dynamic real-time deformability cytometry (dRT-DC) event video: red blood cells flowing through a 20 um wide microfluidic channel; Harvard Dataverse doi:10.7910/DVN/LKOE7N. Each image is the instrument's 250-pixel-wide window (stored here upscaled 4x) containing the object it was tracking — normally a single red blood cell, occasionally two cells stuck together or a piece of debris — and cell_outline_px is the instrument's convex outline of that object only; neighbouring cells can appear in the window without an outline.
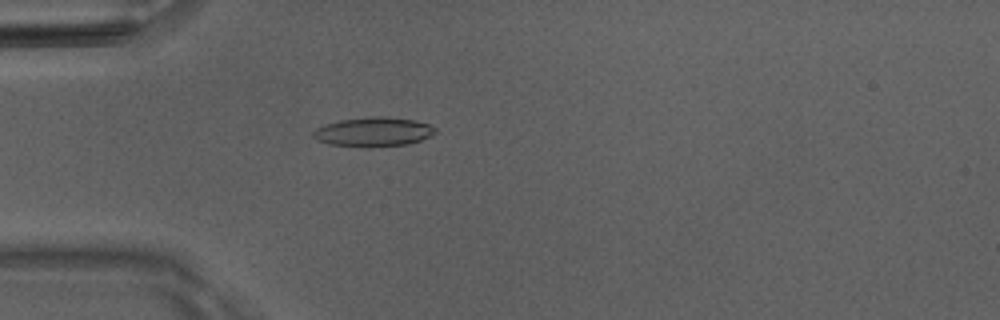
{"species": "Egyptian fruit bat (a non-hibernating species)", "species_latin": "Rousettus aegyptiacus", "temperature_condition": "room temperature", "stored_images_in_passage": 51, "camera_frame_rate_fps": 3000, "um_per_image_px": 0.085, "animal": {"sex": "male"}, "frame": {"image": 1, "passage_image": 15, "time_ms": 4.667, "image_size_px": [1000, 320], "cell_outline_px": [[436, 132], [432, 136], [408, 144], [332, 144], [316, 140], [312, 136], [312, 132], [316, 128], [324, 124], [340, 120], [368, 116], [384, 116], [412, 120], [428, 124], [436, 128]], "centroid_in_image_um": [31.74, 11.15], "position_along_channel_um": 53.3, "area_um2": 19.94}}
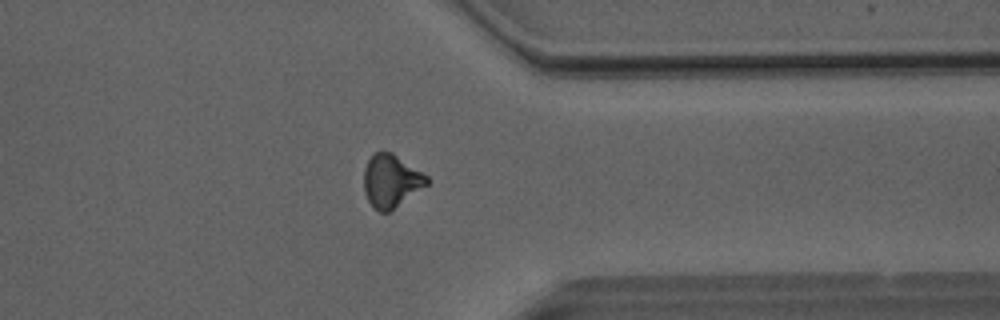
{"frame": {"image": 2, "passage_image": 40, "time_ms": 13.0, "image_size_px": [1000, 320], "cell_outline_px": [[432, 180], [428, 184], [388, 212], [380, 212], [372, 208], [364, 192], [364, 168], [368, 160], [376, 152], [392, 152], [428, 176]], "centroid_in_image_um": [33.24, 15.38], "position_along_channel_um": 378.2, "area_um2": 19.31}}
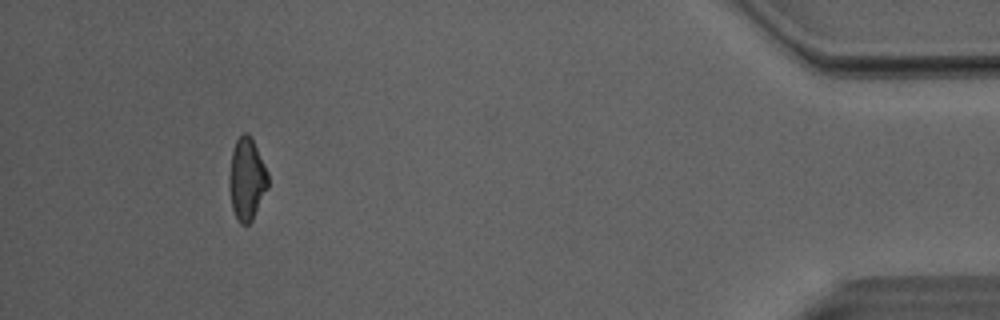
{"frame": {"image": 3, "passage_image": 47, "time_ms": 15.333, "image_size_px": [1000, 320], "cell_outline_px": [[268, 188], [252, 220], [248, 224], [240, 224], [236, 220], [232, 208], [228, 184], [228, 176], [232, 152], [236, 140], [244, 132], [248, 132], [268, 172]], "centroid_in_image_um": [20.96, 15.25], "position_along_channel_um": 414.2, "area_um2": 18.61}, "authors_computed_cell_mechanics": {"area_um2": 19.7098, "velocity_mm_per_s": 4.0836, "shape_relaxation_time_tau1_ms": 8.7224, "shape_relaxation_time_tau2_ms": 3.8199, "deformation_change_tau1": 0.2059, "deformation_change_tau2": 0.1236}}